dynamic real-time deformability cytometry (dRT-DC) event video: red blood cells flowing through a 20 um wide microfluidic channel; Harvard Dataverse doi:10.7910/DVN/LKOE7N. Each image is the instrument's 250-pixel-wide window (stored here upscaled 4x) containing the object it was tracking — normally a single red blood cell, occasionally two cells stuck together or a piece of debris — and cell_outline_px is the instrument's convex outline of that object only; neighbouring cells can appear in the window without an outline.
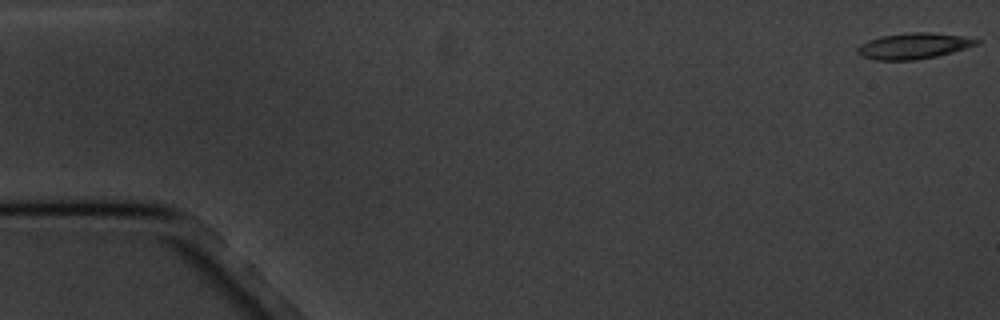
{"species": "common noctule bat (a hibernating species)", "species_latin": "Nyctalus noctula", "temperature_condition": "cold", "stored_images_in_passage": 4, "camera_frame_rate_fps": 3000, "um_per_image_px": 0.085, "animal": {"sex": "male", "body_mass_g": 20.1, "forearm_length_mm": 53.5}, "frame": {"image": 1, "passage_image": 1, "time_ms": 0.0, "image_size_px": [1000, 320], "cell_outline_px": [[980, 44], [952, 52], [936, 56], [916, 60], [876, 60], [860, 56], [856, 52], [856, 48], [860, 44], [868, 40], [880, 36], [908, 32], [932, 32], [964, 36], [980, 40]], "centroid_in_image_um": [77.64, 3.9], "position_along_channel_um": 7.4, "area_um2": 18.21}}